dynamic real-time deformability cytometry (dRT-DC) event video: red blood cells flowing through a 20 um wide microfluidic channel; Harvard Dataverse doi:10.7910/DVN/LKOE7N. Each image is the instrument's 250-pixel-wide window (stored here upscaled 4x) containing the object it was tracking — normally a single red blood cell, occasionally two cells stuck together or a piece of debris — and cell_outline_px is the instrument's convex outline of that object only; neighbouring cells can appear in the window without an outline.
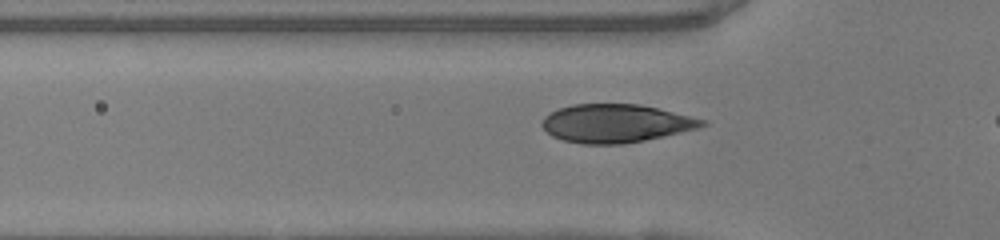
{"species": "human", "species_latin": "Homo sapiens", "temperature_condition": "warm", "stored_images_in_passage": 21, "camera_frame_rate_fps": 3000, "um_per_image_px": 0.085, "donor": {"sex": "female"}, "frame": {"image": 1, "passage_image": 7, "time_ms": 2.0, "image_size_px": [1000, 240], "cell_outline_px": [[708, 124], [696, 128], [664, 136], [624, 144], [580, 144], [564, 140], [552, 136], [540, 124], [544, 116], [560, 108], [572, 104], [640, 104], [708, 120]], "centroid_in_image_um": [52.34, 10.49], "position_along_channel_um": 73.5, "area_um2": 35.6}}
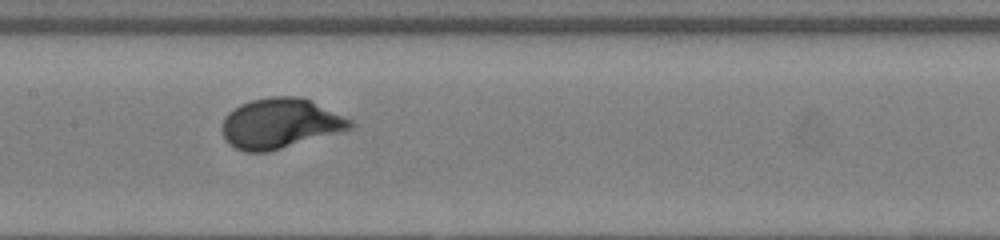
{"frame": {"image": 2, "passage_image": 15, "time_ms": 4.667, "image_size_px": [1000, 240], "cell_outline_px": [[356, 124], [352, 128], [268, 152], [244, 152], [228, 144], [224, 140], [220, 128], [224, 116], [228, 112], [240, 104], [252, 100], [272, 96], [300, 96], [312, 100], [352, 120]], "centroid_in_image_um": [23.77, 10.48], "position_along_channel_um": 183.6, "area_um2": 37.63}}
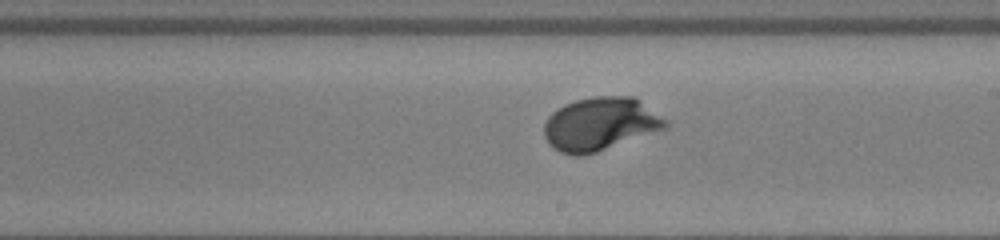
{"frame": {"image": 3, "passage_image": 19, "time_ms": 6.0, "image_size_px": [1000, 240], "cell_outline_px": [[668, 128], [596, 152], [580, 156], [576, 156], [560, 152], [552, 148], [548, 144], [544, 136], [544, 124], [548, 116], [552, 112], [564, 104], [576, 100], [592, 96], [632, 96], [640, 100], [668, 120]], "centroid_in_image_um": [51.02, 10.54], "position_along_channel_um": 238.0, "area_um2": 37.92}}